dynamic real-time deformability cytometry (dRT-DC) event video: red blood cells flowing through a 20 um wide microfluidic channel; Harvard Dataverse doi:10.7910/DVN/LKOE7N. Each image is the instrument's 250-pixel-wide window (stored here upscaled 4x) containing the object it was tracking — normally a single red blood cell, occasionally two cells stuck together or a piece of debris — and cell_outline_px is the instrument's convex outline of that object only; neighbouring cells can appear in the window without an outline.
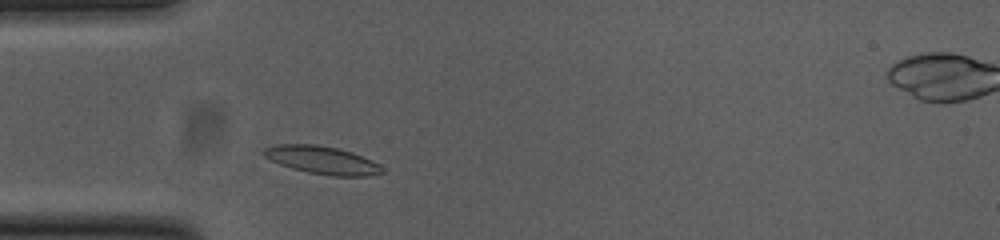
{"species": "common noctule bat (a hibernating species)", "species_latin": "Nyctalus noctula", "temperature_condition": "cold", "stored_images_in_passage": 34, "camera_frame_rate_fps": 3000, "um_per_image_px": 0.085, "animal": {"sex": "female", "body_mass_g": 23.0, "forearm_length_mm": 53.4}, "frame": {"image": 1, "passage_image": 5, "time_ms": 1.333, "image_size_px": [1000, 240], "cell_outline_px": [[384, 172], [368, 176], [332, 176], [308, 172], [292, 168], [280, 164], [264, 156], [264, 148], [272, 144], [316, 144], [336, 148], [352, 152], [372, 160], [380, 164], [384, 168]], "centroid_in_image_um": [27.41, 13.6], "position_along_channel_um": 57.6, "area_um2": 19.25}}
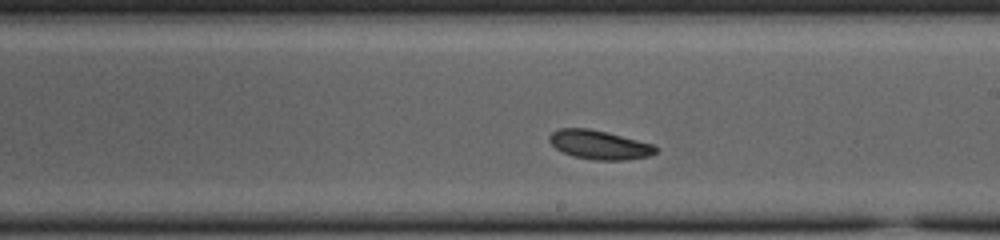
{"frame": {"image": 2, "passage_image": 20, "time_ms": 6.333, "image_size_px": [1000, 240], "cell_outline_px": [[660, 148], [656, 152], [648, 156], [628, 160], [596, 160], [572, 156], [556, 148], [548, 140], [548, 136], [552, 132], [560, 128], [588, 128], [652, 144]], "centroid_in_image_um": [50.93, 12.31], "position_along_channel_um": 238.1, "area_um2": 17.74}}
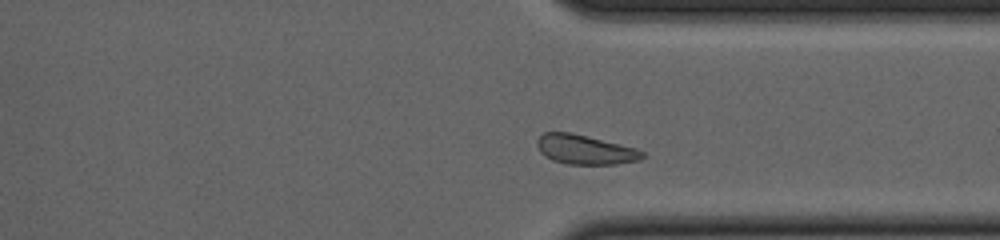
{"frame": {"image": 3, "passage_image": 30, "time_ms": 9.667, "image_size_px": [1000, 240], "cell_outline_px": [[648, 156], [640, 160], [616, 164], [568, 164], [552, 160], [544, 156], [540, 152], [536, 144], [536, 140], [544, 132], [572, 132], [636, 148], [644, 152]], "centroid_in_image_um": [49.74, 12.71], "position_along_channel_um": 361.7, "area_um2": 18.26}, "authors_computed_cell_mechanics": {"area_um2": 18.0914, "velocity_mm_per_s": 3.6964, "shape_relaxation_time_tau1_ms": 7.5602, "shape_relaxation_time_tau2_ms": 6.9512, "deformation_change_tau1": 0.2056, "deformation_change_tau2": 0.1113}}